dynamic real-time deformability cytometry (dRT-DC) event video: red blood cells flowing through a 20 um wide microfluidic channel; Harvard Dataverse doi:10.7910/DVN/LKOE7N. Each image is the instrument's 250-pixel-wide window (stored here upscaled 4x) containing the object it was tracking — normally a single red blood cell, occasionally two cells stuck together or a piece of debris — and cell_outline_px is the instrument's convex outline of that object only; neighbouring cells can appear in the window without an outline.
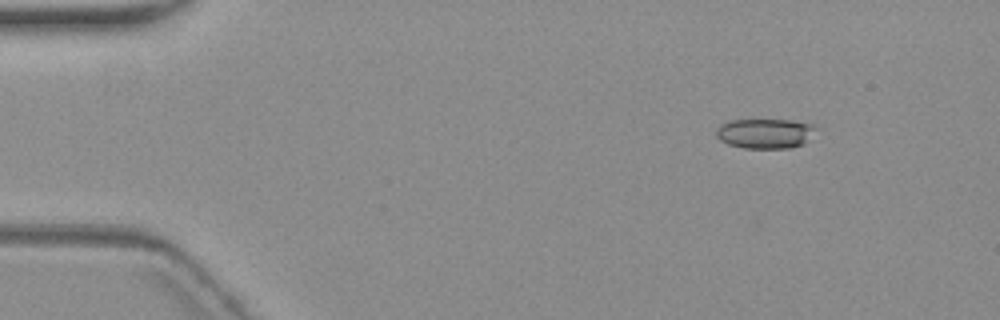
{"species": "common noctule bat (a hibernating species)", "species_latin": "Nyctalus noctula", "temperature_condition": "warm", "stored_images_in_passage": 4, "camera_frame_rate_fps": 3000, "um_per_image_px": 0.085, "animal": {"sex": "female", "body_mass_g": 19.3, "forearm_length_mm": 54.1}, "frame": {"image": 1, "passage_image": 1, "time_ms": 0.0, "image_size_px": [1000, 320], "cell_outline_px": [[816, 128], [804, 144], [788, 148], [744, 148], [728, 144], [720, 140], [716, 136], [716, 128], [732, 120], [792, 120], [812, 124]], "centroid_in_image_um": [65.02, 11.35], "position_along_channel_um": 20.0, "area_um2": 17.17}}
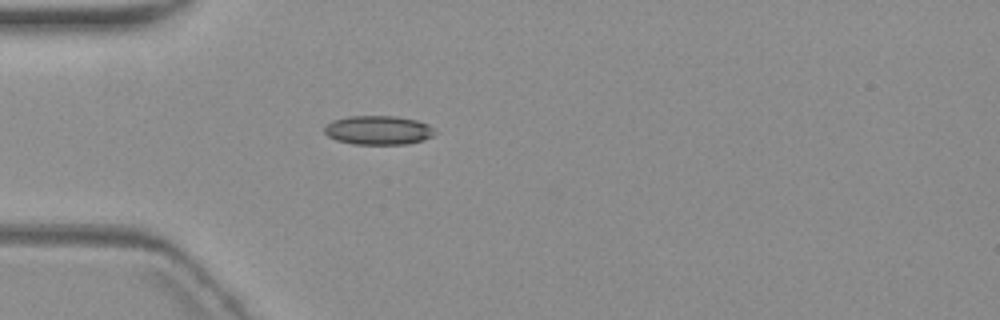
{"frame": {"image": 2, "passage_image": 4, "time_ms": 3.333, "image_size_px": [1000, 320], "cell_outline_px": [[436, 132], [432, 136], [424, 140], [408, 144], [352, 144], [336, 140], [328, 136], [324, 132], [324, 128], [332, 120], [348, 116], [396, 116], [416, 120], [428, 124]], "centroid_in_image_um": [32.15, 11.07], "position_along_channel_um": 52.8, "area_um2": 18.73}}